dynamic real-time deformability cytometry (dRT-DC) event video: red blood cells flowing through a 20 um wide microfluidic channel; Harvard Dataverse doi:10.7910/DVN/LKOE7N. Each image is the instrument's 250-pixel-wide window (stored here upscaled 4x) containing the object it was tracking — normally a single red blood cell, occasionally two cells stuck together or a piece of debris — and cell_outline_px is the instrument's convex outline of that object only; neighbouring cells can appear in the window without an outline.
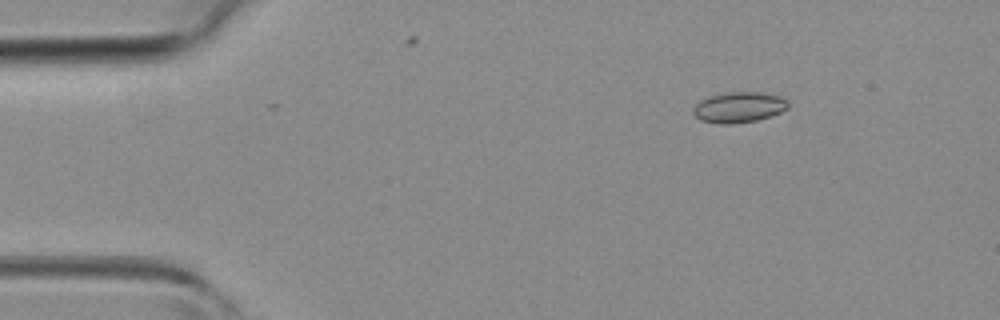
{"species": "common noctule bat (a hibernating species)", "species_latin": "Nyctalus noctula", "temperature_condition": "room temperature", "stored_images_in_passage": 40, "camera_frame_rate_fps": 3000, "um_per_image_px": 0.085, "animal": {"sex": "female", "body_mass_g": 19.3, "forearm_length_mm": 54.1}, "frame": {"image": 1, "passage_image": 3, "time_ms": 0.667, "image_size_px": [1000, 320], "cell_outline_px": [[788, 108], [780, 112], [756, 120], [732, 124], [720, 124], [700, 120], [692, 112], [692, 108], [700, 100], [708, 96], [728, 92], [760, 92], [780, 96], [788, 100]], "centroid_in_image_um": [62.78, 9.11], "position_along_channel_um": 22.2, "area_um2": 16.94}}
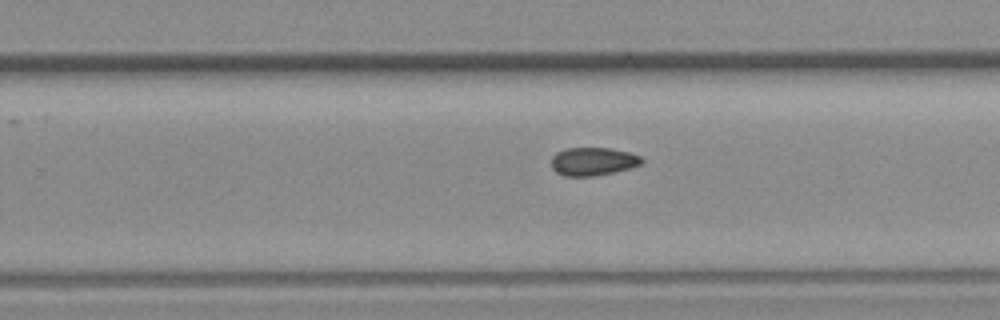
{"frame": {"image": 2, "passage_image": 24, "time_ms": 7.667, "image_size_px": [1000, 320], "cell_outline_px": [[644, 160], [640, 164], [632, 168], [596, 176], [564, 176], [556, 172], [552, 168], [552, 156], [556, 152], [564, 148], [612, 148], [628, 152], [640, 156]], "centroid_in_image_um": [50.4, 13.72], "position_along_channel_um": 279.4, "area_um2": 14.97}}
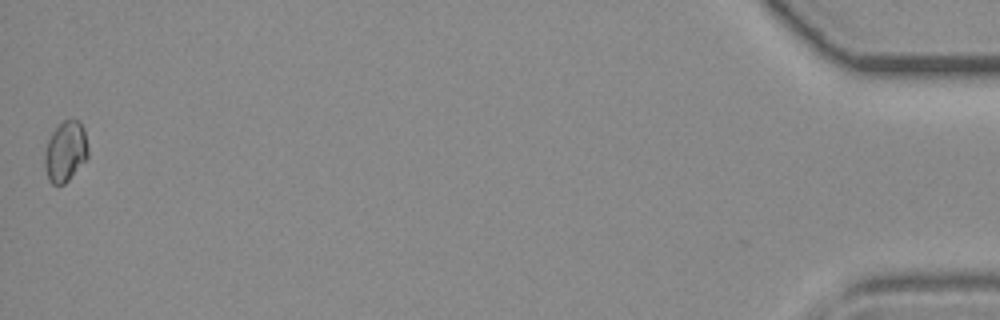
{"frame": {"image": 3, "passage_image": 40, "time_ms": 13.0, "image_size_px": [1000, 320], "cell_outline_px": [[88, 156], [68, 180], [64, 184], [52, 184], [48, 180], [44, 168], [44, 152], [48, 140], [52, 132], [64, 120], [80, 120], [84, 128], [88, 148]], "centroid_in_image_um": [5.55, 12.87], "position_along_channel_um": 429.7, "area_um2": 15.26}}